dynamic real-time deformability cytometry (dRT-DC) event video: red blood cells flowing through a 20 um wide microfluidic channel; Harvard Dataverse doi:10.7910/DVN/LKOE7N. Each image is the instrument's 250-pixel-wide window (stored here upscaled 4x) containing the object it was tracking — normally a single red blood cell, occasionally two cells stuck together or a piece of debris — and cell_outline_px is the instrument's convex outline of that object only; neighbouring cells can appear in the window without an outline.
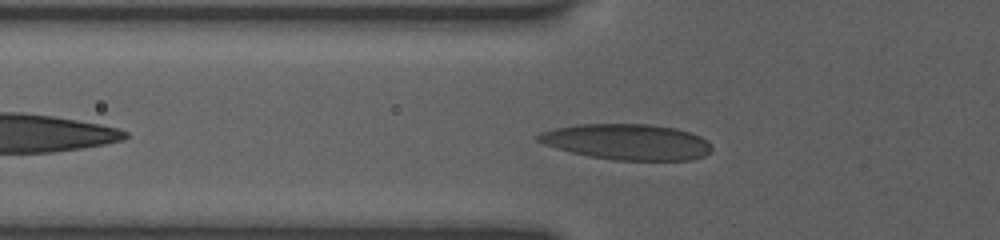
{"species": "human", "species_latin": "Homo sapiens", "temperature_condition": "room temperature", "stored_images_in_passage": 10, "camera_frame_rate_fps": 3000, "um_per_image_px": 0.085, "donor": {"sex": "female"}, "frame": {"image": 1, "passage_image": 5, "time_ms": 1.667, "image_size_px": [1000, 240], "cell_outline_px": [[712, 148], [704, 156], [692, 160], [616, 160], [588, 156], [556, 148], [544, 144], [536, 140], [536, 136], [540, 132], [556, 128], [576, 124], [648, 124], [676, 128], [700, 136], [708, 140], [712, 144]], "centroid_in_image_um": [53.31, 12.06], "position_along_channel_um": 72.5, "area_um2": 36.24}}
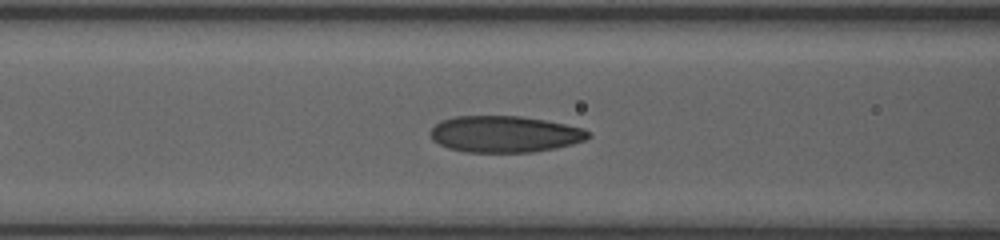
{"frame": {"image": 2, "passage_image": 9, "time_ms": 3.0, "image_size_px": [1000, 240], "cell_outline_px": [[592, 136], [584, 140], [572, 144], [532, 152], [464, 152], [448, 148], [432, 140], [428, 132], [440, 120], [456, 116], [520, 116], [544, 120], [564, 124], [580, 128], [588, 132]], "centroid_in_image_um": [42.83, 11.4], "position_along_channel_um": 123.8, "area_um2": 33.41}}